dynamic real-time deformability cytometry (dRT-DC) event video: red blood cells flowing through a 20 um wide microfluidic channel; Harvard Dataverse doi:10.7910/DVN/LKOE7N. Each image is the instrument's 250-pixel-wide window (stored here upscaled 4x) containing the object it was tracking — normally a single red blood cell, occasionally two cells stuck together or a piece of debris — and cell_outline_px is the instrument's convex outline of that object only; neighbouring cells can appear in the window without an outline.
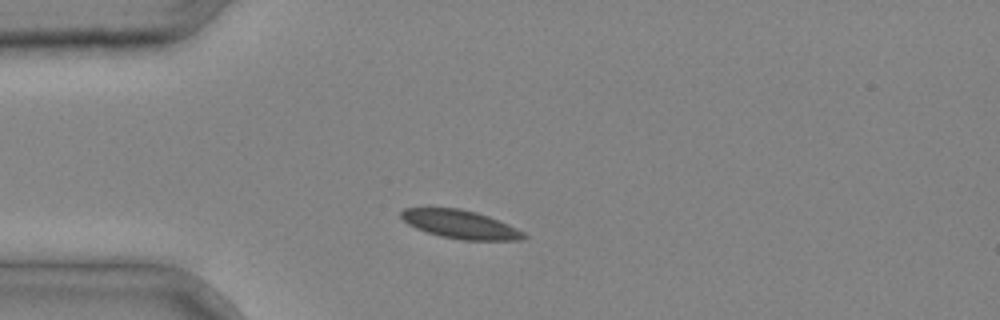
{"species": "common noctule bat (a hibernating species)", "species_latin": "Nyctalus noctula", "temperature_condition": "cold", "stored_images_in_passage": 2, "camera_frame_rate_fps": 3000, "um_per_image_px": 0.085, "animal": {"sex": "male", "body_mass_g": 20.4}, "frame": {"image": 1, "passage_image": 1, "time_ms": 0.0, "image_size_px": [1000, 320], "cell_outline_px": [[528, 236], [524, 240], [464, 240], [440, 236], [416, 228], [408, 224], [400, 216], [400, 212], [404, 208], [460, 208], [476, 212], [488, 216], [508, 224], [524, 232]], "centroid_in_image_um": [39.15, 19.07], "position_along_channel_um": 45.9, "area_um2": 20.23}}
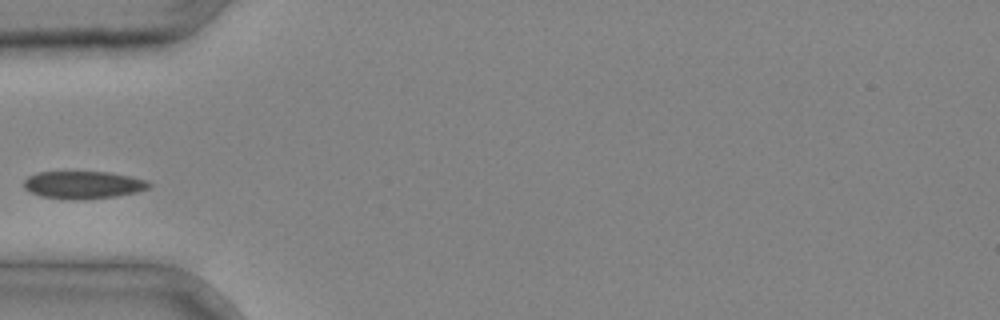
{"frame": {"image": 2, "passage_image": 2, "time_ms": 0.333, "image_size_px": [1000, 320], "cell_outline_px": [[152, 184], [148, 188], [136, 192], [116, 196], [72, 200], [40, 196], [28, 192], [24, 188], [24, 180], [28, 176], [36, 172], [108, 172], [148, 180]], "centroid_in_image_um": [7.03, 15.71], "position_along_channel_um": 78.0, "area_um2": 20.11}}